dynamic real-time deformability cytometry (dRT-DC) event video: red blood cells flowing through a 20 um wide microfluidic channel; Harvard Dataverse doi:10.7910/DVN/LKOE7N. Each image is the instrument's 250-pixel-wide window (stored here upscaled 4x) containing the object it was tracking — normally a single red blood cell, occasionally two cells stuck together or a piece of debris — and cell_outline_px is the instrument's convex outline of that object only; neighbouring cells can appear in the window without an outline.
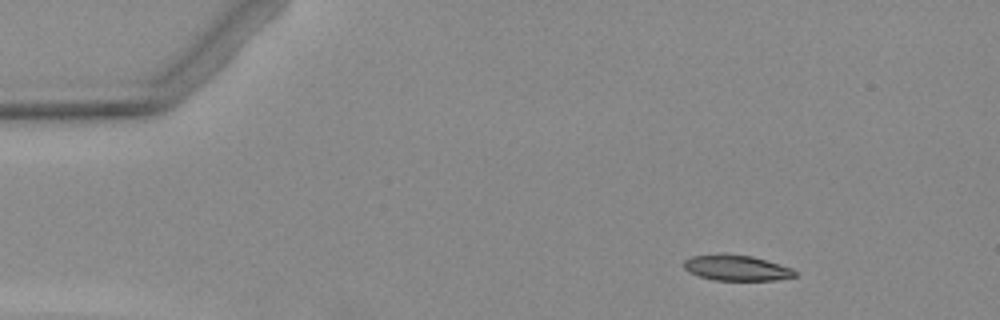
{"species": "Egyptian fruit bat (a non-hibernating species)", "species_latin": "Rousettus aegyptiacus", "temperature_condition": "warm", "stored_images_in_passage": 5, "camera_frame_rate_fps": 3000, "um_per_image_px": 0.085, "animal": {"sex": "female"}, "frame": {"image": 1, "passage_image": 3, "time_ms": 2.333, "image_size_px": [1000, 320], "cell_outline_px": [[796, 276], [776, 280], [716, 280], [700, 276], [688, 272], [684, 268], [684, 260], [692, 256], [720, 252], [724, 252], [752, 256], [792, 268], [796, 272]], "centroid_in_image_um": [62.57, 22.74], "position_along_channel_um": 22.4, "area_um2": 16.76}}